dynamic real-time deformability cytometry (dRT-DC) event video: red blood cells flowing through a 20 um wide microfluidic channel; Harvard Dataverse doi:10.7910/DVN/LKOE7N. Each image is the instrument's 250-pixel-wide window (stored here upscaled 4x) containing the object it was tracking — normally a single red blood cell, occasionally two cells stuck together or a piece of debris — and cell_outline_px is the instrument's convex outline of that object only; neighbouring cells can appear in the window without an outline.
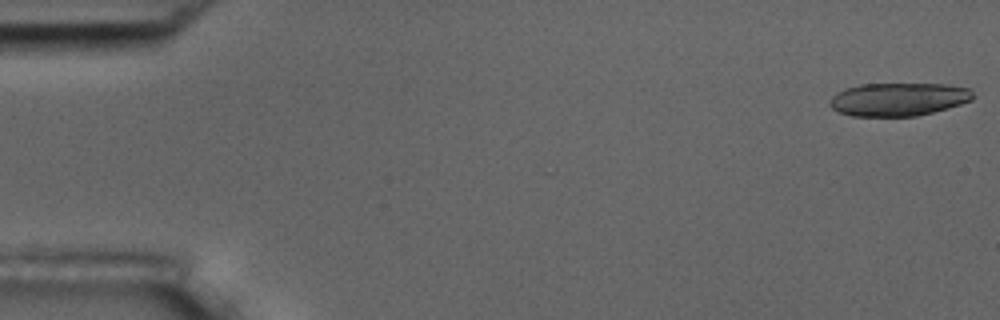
{"species": "common noctule bat (a hibernating species)", "species_latin": "Nyctalus noctula", "temperature_condition": "room temperature", "stored_images_in_passage": 7, "camera_frame_rate_fps": 3000, "um_per_image_px": 0.085, "animal": {"sex": "male", "body_mass_g": 17.5, "forearm_length_mm": 52.3}, "frame": {"image": 1, "passage_image": 1, "time_ms": 0.0, "image_size_px": [1000, 320], "cell_outline_px": [[972, 100], [948, 108], [916, 116], [852, 116], [840, 112], [832, 108], [828, 104], [832, 96], [836, 92], [844, 88], [860, 84], [948, 84], [968, 88], [972, 92]], "centroid_in_image_um": [76.33, 8.43], "position_along_channel_um": 8.7, "area_um2": 27.69}}
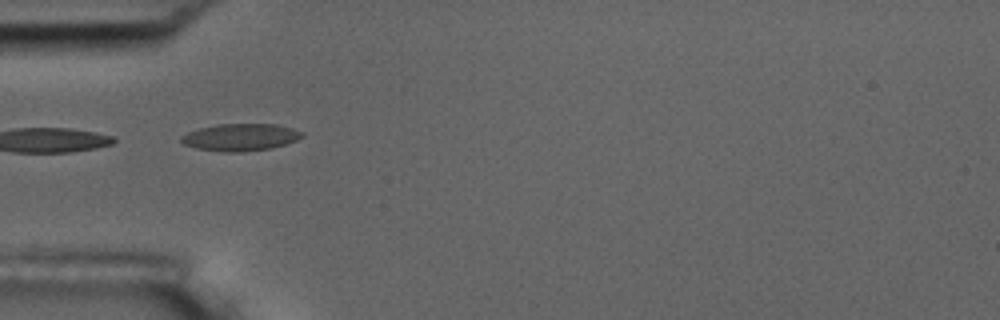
{"frame": {"image": 2, "passage_image": 6, "time_ms": 1.667, "image_size_px": [1000, 320], "cell_outline_px": [[304, 136], [296, 140], [272, 148], [244, 152], [224, 152], [196, 148], [184, 144], [180, 140], [180, 136], [188, 132], [200, 128], [216, 124], [276, 124], [292, 128], [304, 132]], "centroid_in_image_um": [20.44, 11.66], "position_along_channel_um": 64.6, "area_um2": 19.19}}